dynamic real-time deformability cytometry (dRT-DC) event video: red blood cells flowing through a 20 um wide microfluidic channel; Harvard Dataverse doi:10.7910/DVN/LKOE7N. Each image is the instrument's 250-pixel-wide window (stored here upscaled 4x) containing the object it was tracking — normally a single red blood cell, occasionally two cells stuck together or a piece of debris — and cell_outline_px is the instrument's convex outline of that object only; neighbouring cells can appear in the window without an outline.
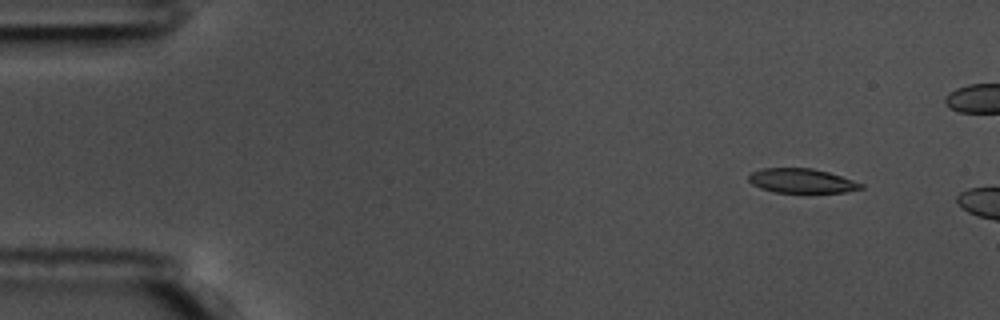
{"species": "common noctule bat (a hibernating species)", "species_latin": "Nyctalus noctula", "temperature_condition": "warm", "stored_images_in_passage": 13, "camera_frame_rate_fps": 3000, "um_per_image_px": 0.085, "animal": {"sex": "male", "body_mass_g": 17.5, "forearm_length_mm": 52.3}, "frame": {"image": 1, "passage_image": 6, "time_ms": 1.667, "image_size_px": [1000, 320], "cell_outline_px": [[864, 188], [844, 192], [772, 192], [760, 188], [752, 184], [748, 180], [748, 176], [752, 172], [764, 168], [812, 168], [828, 172], [864, 184]], "centroid_in_image_um": [68.12, 15.37], "position_along_channel_um": 16.9, "area_um2": 15.84}}